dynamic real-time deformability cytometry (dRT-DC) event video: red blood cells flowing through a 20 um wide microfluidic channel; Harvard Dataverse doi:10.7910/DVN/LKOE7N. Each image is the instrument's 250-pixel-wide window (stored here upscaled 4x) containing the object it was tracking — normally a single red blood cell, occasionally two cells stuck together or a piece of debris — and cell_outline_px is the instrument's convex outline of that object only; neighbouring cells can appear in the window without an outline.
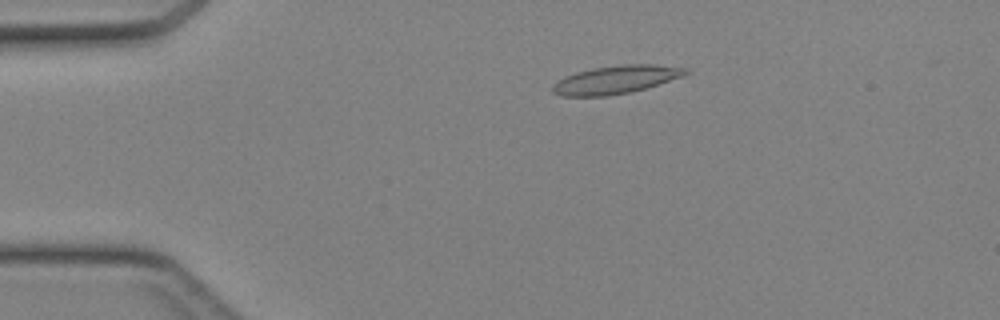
{"species": "Egyptian fruit bat (a non-hibernating species)", "species_latin": "Rousettus aegyptiacus", "temperature_condition": "cold", "stored_images_in_passage": 41, "camera_frame_rate_fps": 3000, "um_per_image_px": 0.085, "animal": {"sex": "female"}, "frame": {"image": 1, "passage_image": 6, "time_ms": 1.667, "image_size_px": [1000, 320], "cell_outline_px": [[692, 72], [684, 76], [644, 88], [628, 92], [608, 96], [560, 96], [552, 92], [552, 84], [564, 76], [576, 72], [592, 68], [620, 64], [652, 64], [688, 68]], "centroid_in_image_um": [52.34, 6.76], "position_along_channel_um": 32.7, "area_um2": 21.91}}
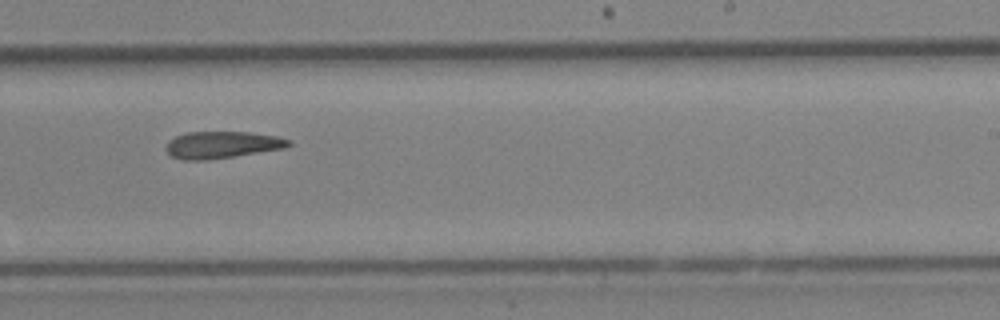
{"frame": {"image": 2, "passage_image": 25, "time_ms": 8.0, "image_size_px": [1000, 320], "cell_outline_px": [[292, 144], [284, 148], [208, 160], [184, 160], [172, 156], [168, 152], [168, 140], [176, 136], [188, 132], [248, 132], [276, 136], [292, 140]], "centroid_in_image_um": [18.9, 12.3], "position_along_channel_um": 270.1, "area_um2": 19.02}}
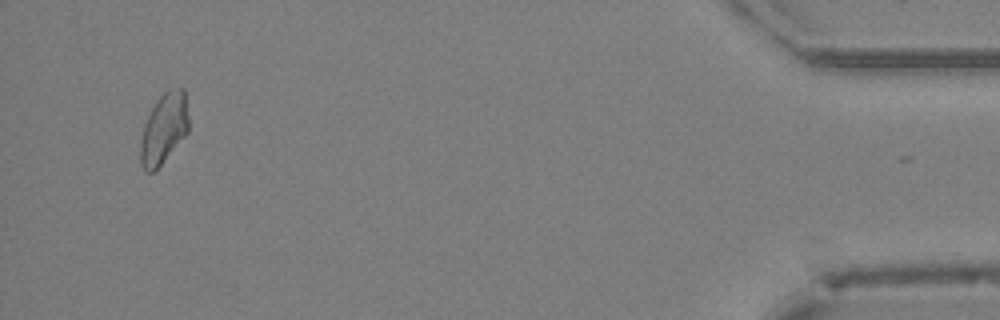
{"frame": {"image": 3, "passage_image": 40, "time_ms": 13.0, "image_size_px": [1000, 320], "cell_outline_px": [[188, 132], [160, 164], [152, 172], [148, 172], [140, 164], [140, 140], [144, 124], [156, 100], [168, 88], [184, 88], [188, 116]], "centroid_in_image_um": [13.92, 10.89], "position_along_channel_um": 421.3, "area_um2": 19.54}}